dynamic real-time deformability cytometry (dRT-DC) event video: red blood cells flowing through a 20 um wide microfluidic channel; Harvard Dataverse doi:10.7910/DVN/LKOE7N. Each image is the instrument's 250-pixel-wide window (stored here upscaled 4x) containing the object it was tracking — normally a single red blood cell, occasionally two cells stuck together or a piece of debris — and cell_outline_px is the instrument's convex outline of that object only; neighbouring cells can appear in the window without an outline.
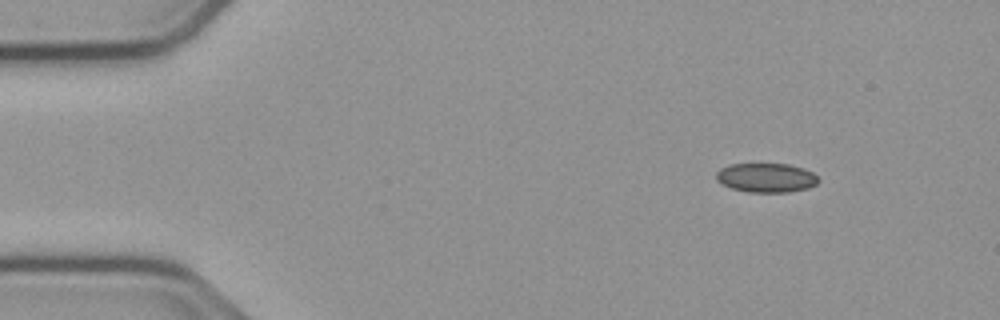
{"species": "common noctule bat (a hibernating species)", "species_latin": "Nyctalus noctula", "temperature_condition": "cold", "stored_images_in_passage": 54, "camera_frame_rate_fps": 3000, "um_per_image_px": 0.085, "animal": {"sex": "male", "body_mass_g": 23.1, "forearm_length_mm": 52.7}, "frame": {"image": 1, "passage_image": 6, "time_ms": 1.667, "image_size_px": [1000, 320], "cell_outline_px": [[820, 180], [816, 184], [808, 188], [788, 192], [748, 192], [732, 188], [716, 180], [716, 172], [720, 168], [728, 164], [788, 164], [804, 168], [812, 172]], "centroid_in_image_um": [65.13, 15.1], "position_along_channel_um": 19.9, "area_um2": 17.4}}
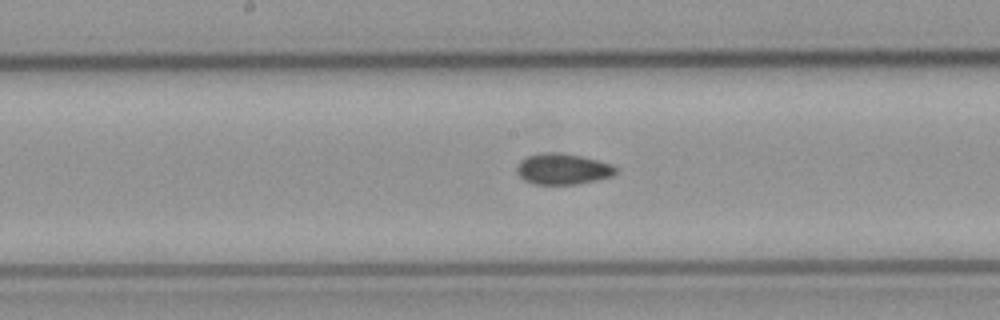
{"frame": {"image": 2, "passage_image": 27, "time_ms": 8.667, "image_size_px": [1000, 320], "cell_outline_px": [[616, 172], [612, 176], [596, 180], [576, 184], [532, 184], [524, 180], [516, 172], [516, 168], [520, 160], [528, 156], [544, 152], [556, 152], [580, 156], [612, 164], [616, 168]], "centroid_in_image_um": [47.8, 14.37], "position_along_channel_um": 200.4, "area_um2": 17.74}}
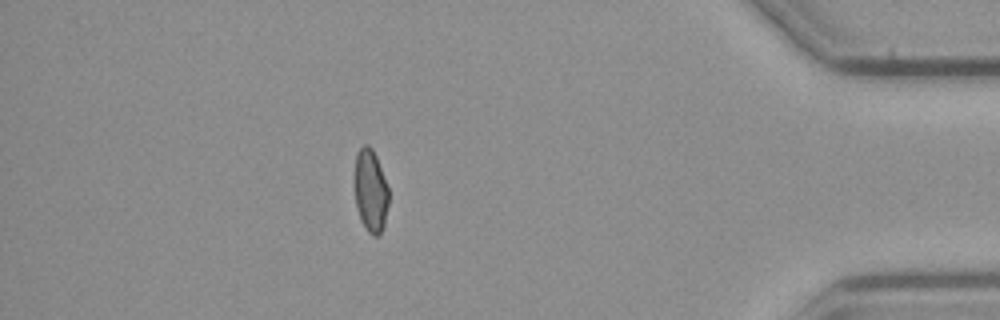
{"frame": {"image": 3, "passage_image": 47, "time_ms": 15.333, "image_size_px": [1000, 320], "cell_outline_px": [[388, 204], [384, 228], [380, 236], [372, 236], [368, 232], [360, 220], [356, 208], [356, 152], [364, 144], [368, 144], [372, 148], [376, 156], [388, 188]], "centroid_in_image_um": [31.52, 16.27], "position_along_channel_um": 403.7, "area_um2": 16.36}, "authors_computed_cell_mechanics": {"area_um2": 17.4556, "velocity_mm_per_s": 3.7811, "shape_relaxation_time_tau1_ms": null, "shape_relaxation_time_tau2_ms": 2.1391, "deformation_change_tau1": null, "deformation_change_tau2": 0.073}}